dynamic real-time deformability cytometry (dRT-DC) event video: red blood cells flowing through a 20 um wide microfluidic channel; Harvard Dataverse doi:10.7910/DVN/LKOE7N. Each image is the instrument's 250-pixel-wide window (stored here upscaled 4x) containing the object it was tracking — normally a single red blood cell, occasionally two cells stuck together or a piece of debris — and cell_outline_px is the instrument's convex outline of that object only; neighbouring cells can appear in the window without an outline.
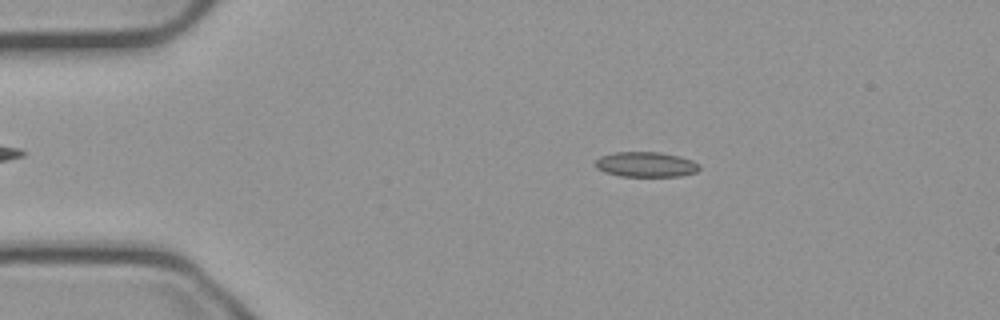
{"species": "common noctule bat (a hibernating species)", "species_latin": "Nyctalus noctula", "temperature_condition": "cold", "stored_images_in_passage": 54, "camera_frame_rate_fps": 3000, "um_per_image_px": 0.085, "animal": {"sex": "male", "body_mass_g": 23.1, "forearm_length_mm": 52.7}, "frame": {"image": 1, "passage_image": 10, "time_ms": 3.0, "image_size_px": [1000, 320], "cell_outline_px": [[700, 168], [696, 172], [680, 176], [620, 176], [604, 172], [596, 168], [596, 160], [600, 156], [612, 152], [660, 152], [680, 156], [692, 160], [700, 164]], "centroid_in_image_um": [54.9, 13.97], "position_along_channel_um": 30.1, "area_um2": 15.32}}
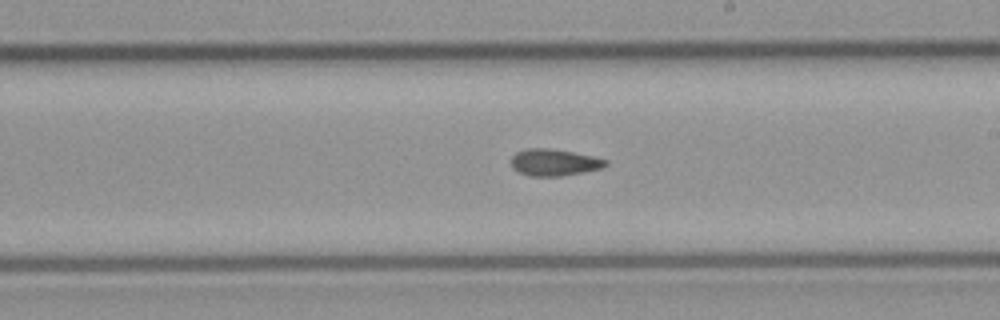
{"frame": {"image": 2, "passage_image": 31, "time_ms": 10.0, "image_size_px": [1000, 320], "cell_outline_px": [[608, 164], [600, 168], [560, 176], [528, 176], [512, 168], [512, 156], [516, 152], [528, 148], [548, 148], [572, 152], [592, 156], [608, 160]], "centroid_in_image_um": [47.07, 13.8], "position_along_channel_um": 241.9, "area_um2": 14.51}}
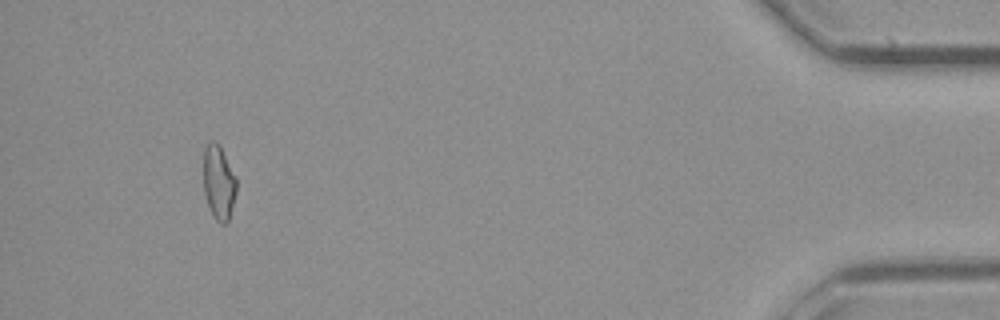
{"frame": {"image": 3, "passage_image": 51, "time_ms": 16.667, "image_size_px": [1000, 320], "cell_outline_px": [[236, 192], [228, 224], [220, 224], [216, 220], [208, 204], [204, 192], [204, 148], [208, 140], [216, 140], [220, 144], [236, 176]], "centroid_in_image_um": [18.6, 15.46], "position_along_channel_um": 416.6, "area_um2": 14.51}}